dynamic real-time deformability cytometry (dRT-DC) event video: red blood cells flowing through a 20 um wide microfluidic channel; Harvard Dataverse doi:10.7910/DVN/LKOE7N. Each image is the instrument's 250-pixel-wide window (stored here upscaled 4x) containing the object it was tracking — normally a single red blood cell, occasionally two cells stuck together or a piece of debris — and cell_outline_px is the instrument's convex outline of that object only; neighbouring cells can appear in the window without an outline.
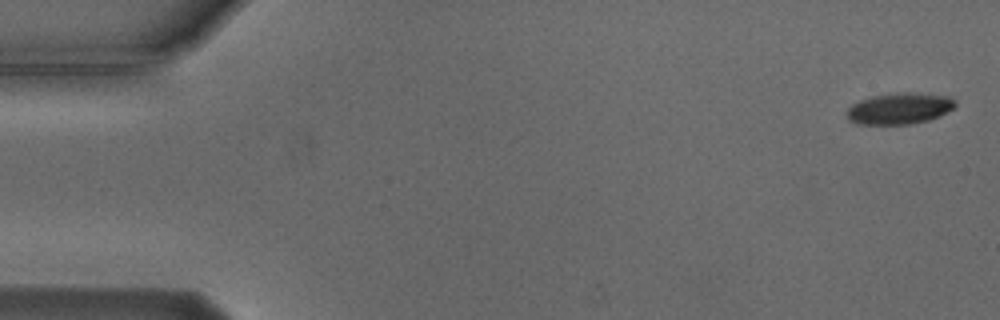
{"species": "Egyptian fruit bat (a non-hibernating species)", "species_latin": "Rousettus aegyptiacus", "temperature_condition": "cold", "stored_images_in_passage": 5, "camera_frame_rate_fps": 3000, "um_per_image_px": 0.085, "animal": {"sex": "male"}, "frame": {"image": 1, "passage_image": 1, "time_ms": 0.0, "image_size_px": [1000, 320], "cell_outline_px": [[956, 104], [952, 108], [940, 116], [928, 120], [908, 124], [856, 124], [848, 120], [848, 108], [852, 104], [860, 100], [872, 96], [896, 92], [908, 92], [948, 96], [956, 100]], "centroid_in_image_um": [76.45, 9.22], "position_along_channel_um": 8.6, "area_um2": 19.71}}
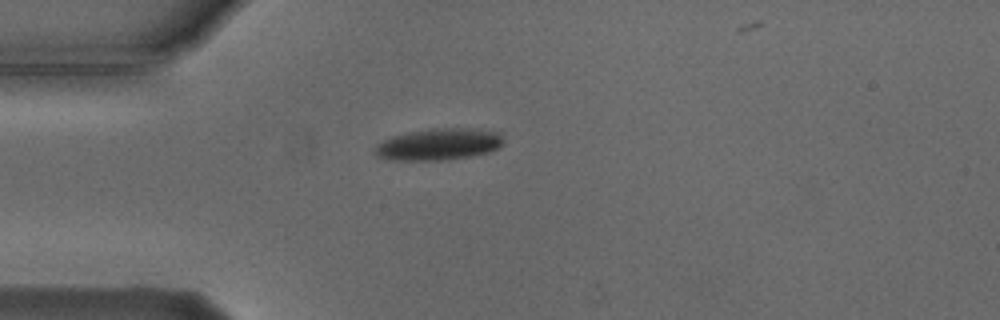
{"frame": {"image": 2, "passage_image": 4, "time_ms": 4.333, "image_size_px": [1000, 320], "cell_outline_px": [[504, 144], [488, 152], [468, 156], [436, 160], [396, 160], [380, 156], [376, 152], [376, 144], [392, 136], [408, 132], [428, 128], [480, 128], [500, 132], [504, 136]], "centroid_in_image_um": [37.37, 12.23], "position_along_channel_um": 47.6, "area_um2": 23.64}}